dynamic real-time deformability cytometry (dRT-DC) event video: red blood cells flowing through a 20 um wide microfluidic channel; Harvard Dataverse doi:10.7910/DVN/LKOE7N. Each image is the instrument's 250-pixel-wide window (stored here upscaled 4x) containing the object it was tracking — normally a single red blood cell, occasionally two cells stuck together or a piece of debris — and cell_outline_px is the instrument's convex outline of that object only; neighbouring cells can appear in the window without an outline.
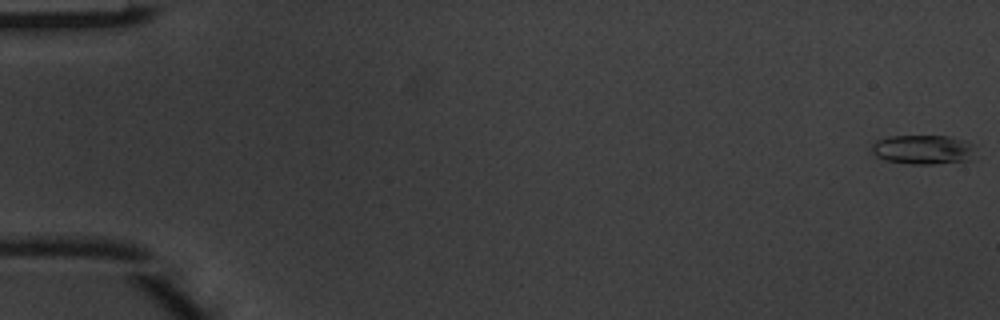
{"species": "common noctule bat (a hibernating species)", "species_latin": "Nyctalus noctula", "temperature_condition": "warm", "stored_images_in_passage": 3, "camera_frame_rate_fps": 3000, "um_per_image_px": 0.085, "animal": {"sex": "male", "body_mass_g": 20.1, "forearm_length_mm": 53.5}, "frame": {"image": 1, "passage_image": 1, "time_ms": 0.0, "image_size_px": [1000, 320], "cell_outline_px": [[976, 160], [932, 164], [908, 164], [884, 160], [876, 156], [872, 152], [872, 144], [876, 140], [888, 136], [948, 136], [968, 140], [976, 144]], "centroid_in_image_um": [78.57, 12.72], "position_along_channel_um": 6.4, "area_um2": 18.44}}